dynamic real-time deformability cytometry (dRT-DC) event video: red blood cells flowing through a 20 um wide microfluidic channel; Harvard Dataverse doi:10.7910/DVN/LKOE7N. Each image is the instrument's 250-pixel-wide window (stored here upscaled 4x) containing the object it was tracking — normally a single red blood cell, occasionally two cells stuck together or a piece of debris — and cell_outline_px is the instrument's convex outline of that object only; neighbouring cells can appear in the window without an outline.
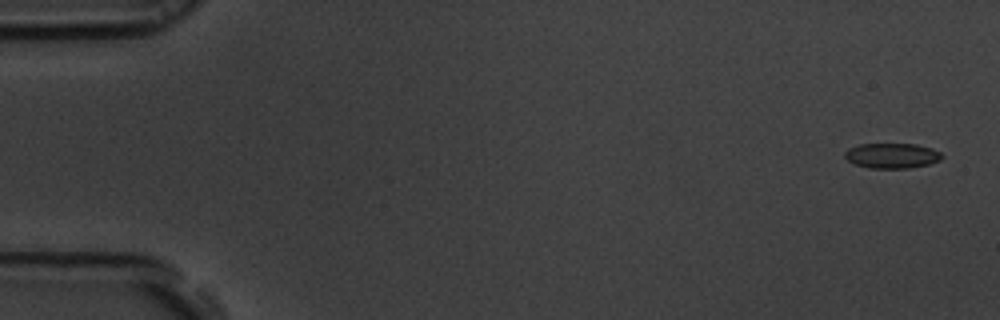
{"species": "common noctule bat (a hibernating species)", "species_latin": "Nyctalus noctula", "temperature_condition": "room temperature", "stored_images_in_passage": 50, "camera_frame_rate_fps": 3000, "um_per_image_px": 0.085, "animal": {"sex": "male", "body_mass_g": 19.5, "forearm_length_mm": 54.6}, "frame": {"image": 1, "passage_image": 2, "time_ms": 0.333, "image_size_px": [1000, 320], "cell_outline_px": [[944, 156], [940, 160], [928, 164], [908, 168], [868, 168], [856, 164], [848, 160], [844, 156], [844, 152], [848, 148], [860, 144], [916, 144], [932, 148], [940, 152]], "centroid_in_image_um": [75.82, 13.23], "position_along_channel_um": 9.2, "area_um2": 14.22}}
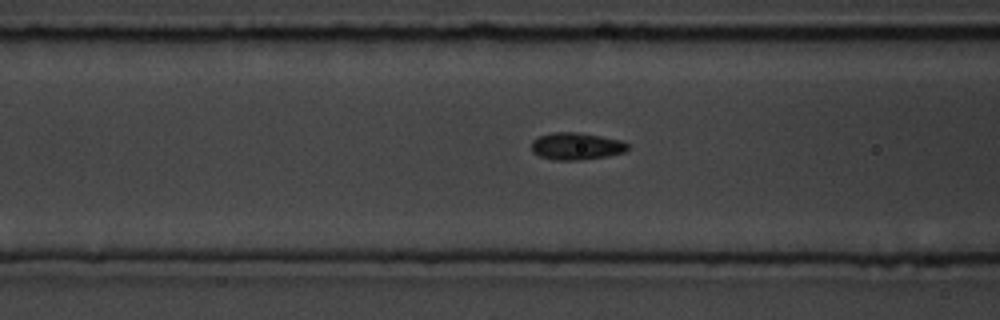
{"frame": {"image": 2, "passage_image": 22, "time_ms": 7.0, "image_size_px": [1000, 320], "cell_outline_px": [[628, 148], [624, 152], [608, 156], [576, 160], [552, 160], [540, 156], [532, 152], [532, 140], [540, 136], [552, 132], [576, 132], [600, 136], [620, 140], [628, 144]], "centroid_in_image_um": [48.96, 12.43], "position_along_channel_um": 117.6, "area_um2": 15.14}}
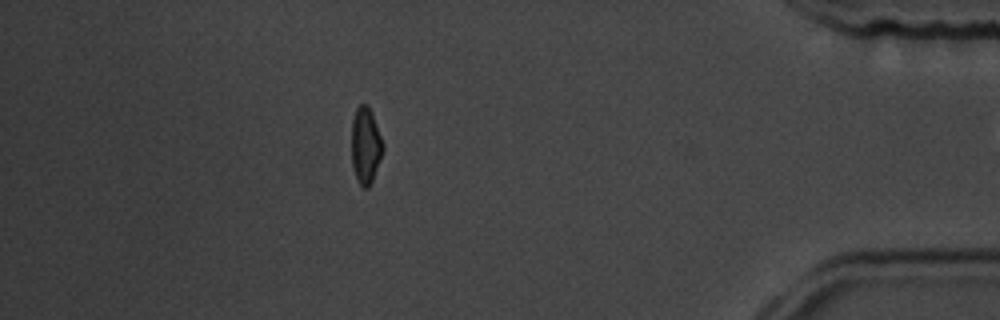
{"frame": {"image": 3, "passage_image": 49, "time_ms": 16.0, "image_size_px": [1000, 320], "cell_outline_px": [[384, 148], [372, 180], [368, 188], [364, 188], [360, 184], [352, 168], [352, 120], [356, 108], [360, 104], [368, 104], [372, 112], [384, 144]], "centroid_in_image_um": [31.07, 12.33], "position_along_channel_um": 404.1, "area_um2": 13.93}}